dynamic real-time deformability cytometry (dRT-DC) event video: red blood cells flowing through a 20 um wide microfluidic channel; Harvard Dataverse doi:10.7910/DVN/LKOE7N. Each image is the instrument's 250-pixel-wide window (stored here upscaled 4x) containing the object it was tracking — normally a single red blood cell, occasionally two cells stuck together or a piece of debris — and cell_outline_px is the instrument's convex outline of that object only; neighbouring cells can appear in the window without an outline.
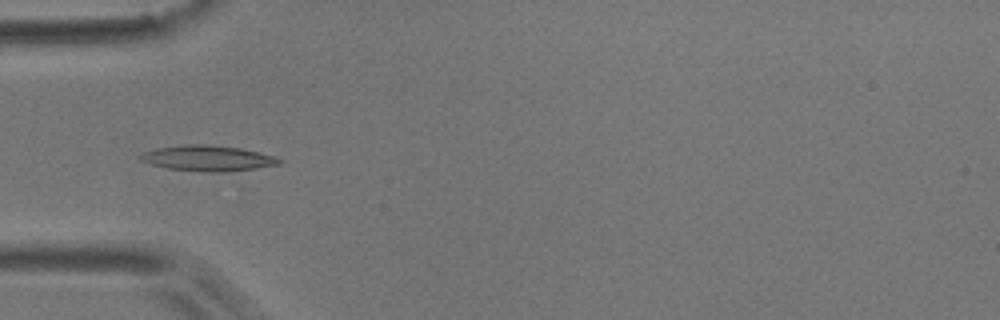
{"species": "common noctule bat (a hibernating species)", "species_latin": "Nyctalus noctula", "temperature_condition": "room temperature", "stored_images_in_passage": 54, "camera_frame_rate_fps": 3000, "um_per_image_px": 0.085, "animal": {"sex": "male", "body_mass_g": 17.9}, "frame": {"image": 1, "passage_image": 17, "time_ms": 5.333, "image_size_px": [1000, 320], "cell_outline_px": [[284, 160], [280, 164], [256, 168], [224, 172], [208, 172], [168, 168], [152, 164], [140, 160], [136, 156], [144, 152], [156, 148], [184, 144], [208, 144], [240, 148], [276, 156]], "centroid_in_image_um": [17.67, 13.44], "position_along_channel_um": 67.3, "area_um2": 20.75}}
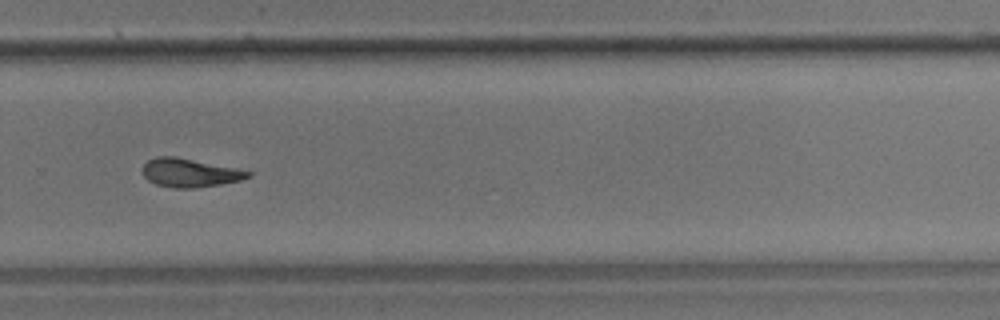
{"frame": {"image": 2, "passage_image": 37, "time_ms": 12.0, "image_size_px": [1000, 320], "cell_outline_px": [[252, 176], [240, 180], [220, 184], [196, 188], [172, 188], [156, 184], [148, 180], [140, 172], [140, 168], [148, 160], [156, 156], [176, 156], [236, 168], [252, 172]], "centroid_in_image_um": [16.08, 14.68], "position_along_channel_um": 313.7, "area_um2": 17.74}}
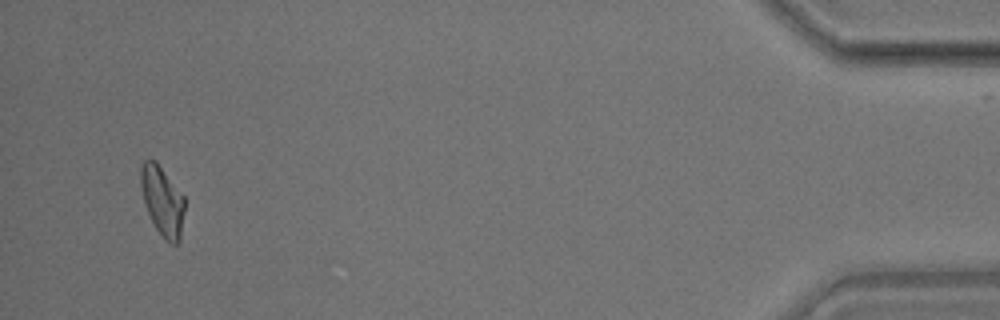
{"frame": {"image": 3, "passage_image": 52, "time_ms": 17.0, "image_size_px": [1000, 320], "cell_outline_px": [[184, 212], [180, 240], [176, 244], [172, 244], [164, 240], [156, 228], [144, 204], [140, 184], [140, 164], [144, 160], [156, 160], [184, 196]], "centroid_in_image_um": [13.79, 17.06], "position_along_channel_um": 421.4, "area_um2": 17.86}, "authors_computed_cell_mechanics": {"area_um2": 17.9758, "velocity_mm_per_s": 3.6928, "shape_relaxation_time_tau1_ms": 7.1279, "shape_relaxation_time_tau2_ms": 5.0556, "deformation_change_tau1": 0.1769, "deformation_change_tau2": 0.1142}}